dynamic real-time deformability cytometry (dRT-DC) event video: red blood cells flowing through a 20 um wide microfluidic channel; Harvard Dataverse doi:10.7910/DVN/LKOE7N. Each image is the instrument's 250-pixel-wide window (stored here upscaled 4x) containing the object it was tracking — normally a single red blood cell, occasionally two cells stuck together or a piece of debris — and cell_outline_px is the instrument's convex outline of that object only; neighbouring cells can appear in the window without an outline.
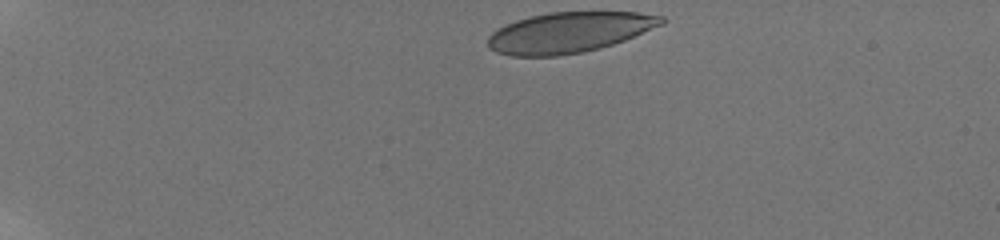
{"species": "human", "species_latin": "Homo sapiens", "temperature_condition": "room temperature", "stored_images_in_passage": 44, "camera_frame_rate_fps": 3000, "um_per_image_px": 0.085, "donor": {"sex": "male"}, "frame": {"image": 1, "passage_image": 1, "time_ms": 0.0, "image_size_px": [1000, 240], "cell_outline_px": [[668, 20], [664, 24], [624, 40], [600, 48], [580, 52], [556, 56], [508, 56], [496, 52], [488, 48], [488, 36], [492, 32], [516, 20], [548, 12], [636, 12], [664, 16]], "centroid_in_image_um": [48.39, 2.75], "position_along_channel_um": 36.6, "area_um2": 40.92}}
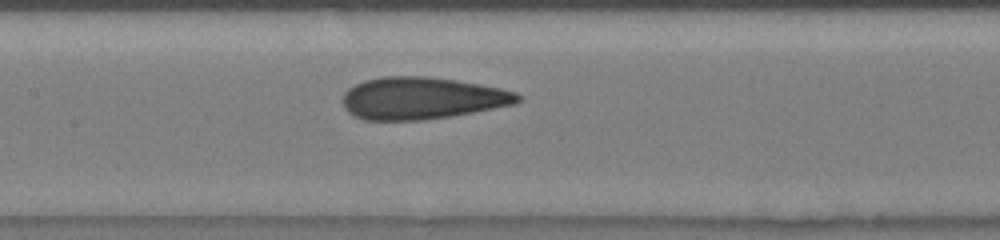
{"frame": {"image": 2, "passage_image": 19, "time_ms": 6.0, "image_size_px": [1000, 240], "cell_outline_px": [[524, 96], [516, 104], [472, 112], [448, 116], [420, 120], [364, 120], [352, 116], [344, 108], [344, 92], [348, 88], [364, 80], [380, 76], [424, 76], [456, 80], [480, 84], [500, 88], [516, 92]], "centroid_in_image_um": [35.85, 8.34], "position_along_channel_um": 171.5, "area_um2": 43.0}}
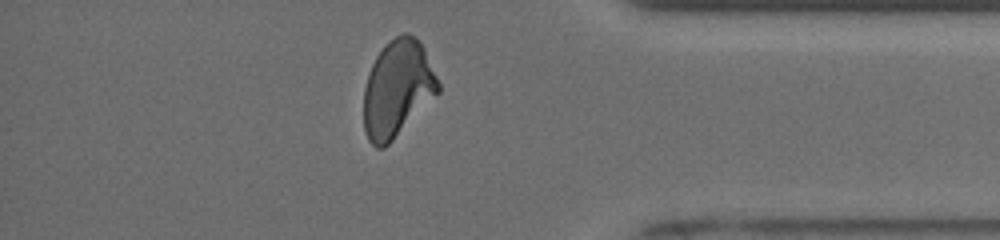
{"frame": {"image": 3, "passage_image": 38, "time_ms": 12.333, "image_size_px": [1000, 240], "cell_outline_px": [[440, 92], [384, 148], [376, 148], [368, 140], [364, 128], [364, 88], [372, 64], [376, 56], [384, 44], [396, 36], [404, 32], [408, 32], [420, 40], [424, 48], [440, 84]], "centroid_in_image_um": [33.79, 7.51], "position_along_channel_um": 401.4, "area_um2": 41.91}, "authors_computed_cell_mechanics": {"area_um2": 42.4252, "velocity_mm_per_s": 3.8408, "shape_relaxation_time_tau1_ms": null, "shape_relaxation_time_tau2_ms": 1.0761, "deformation_change_tau1": null, "deformation_change_tau2": 0.0689}}